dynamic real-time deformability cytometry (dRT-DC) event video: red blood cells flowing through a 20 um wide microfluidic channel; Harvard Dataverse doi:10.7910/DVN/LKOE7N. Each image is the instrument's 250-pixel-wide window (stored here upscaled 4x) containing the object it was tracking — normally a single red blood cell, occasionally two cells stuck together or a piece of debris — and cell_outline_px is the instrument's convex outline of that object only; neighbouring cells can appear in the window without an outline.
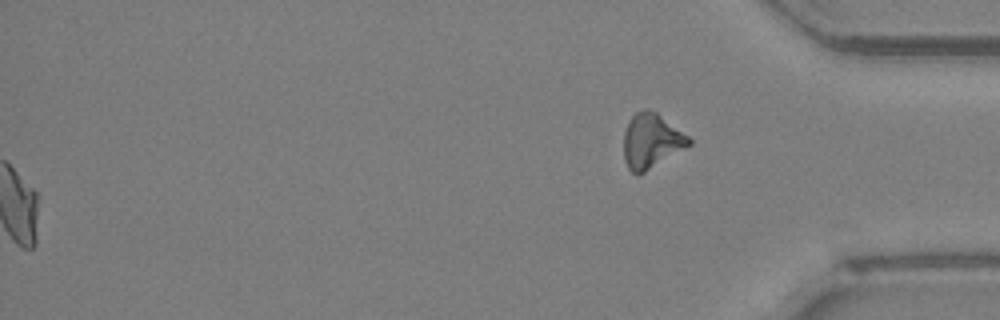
{"species": "Egyptian fruit bat (a non-hibernating species)", "species_latin": "Rousettus aegyptiacus", "temperature_condition": "room temperature", "stored_images_in_passage": 47, "segment_of_instrument_passage": [2, 2], "camera_frame_rate_fps": 3000, "um_per_image_px": 0.085, "animal": {"sex": "female"}, "frame": {"image": 1, "passage_image": 47, "time_ms": 15.333, "image_size_px": [1000, 320], "cell_outline_px": [[692, 144], [644, 172], [636, 176], [628, 168], [624, 160], [624, 132], [628, 120], [636, 112], [644, 108], [648, 108], [656, 112], [688, 136], [692, 140]], "centroid_in_image_um": [55.34, 11.97], "position_along_channel_um": 379.9, "area_um2": 20.69}}